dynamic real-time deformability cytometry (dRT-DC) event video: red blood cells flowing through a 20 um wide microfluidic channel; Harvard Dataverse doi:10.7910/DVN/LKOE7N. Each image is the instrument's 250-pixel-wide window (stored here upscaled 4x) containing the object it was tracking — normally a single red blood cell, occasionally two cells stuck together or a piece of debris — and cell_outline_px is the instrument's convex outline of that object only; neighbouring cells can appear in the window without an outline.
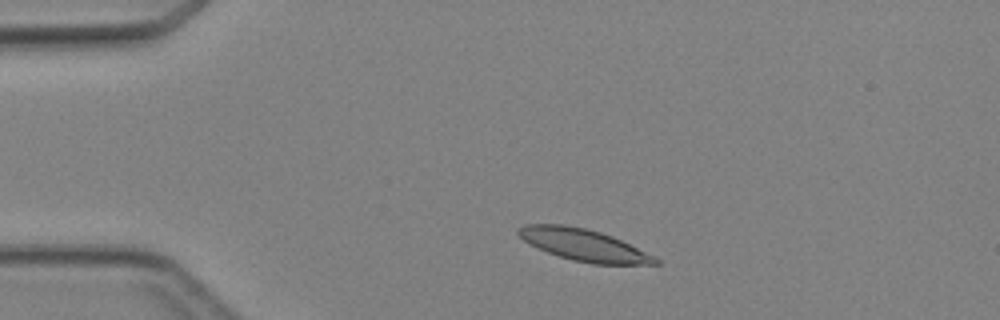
{"species": "Egyptian fruit bat (a non-hibernating species)", "species_latin": "Rousettus aegyptiacus", "temperature_condition": "cold", "stored_images_in_passage": 3, "camera_frame_rate_fps": 3000, "um_per_image_px": 0.085, "animal": {"sex": "female"}, "frame": {"image": 1, "passage_image": 2, "time_ms": 1.333, "image_size_px": [1000, 320], "cell_outline_px": [[660, 264], [592, 264], [572, 260], [548, 252], [524, 240], [516, 232], [516, 228], [524, 224], [564, 224], [588, 228], [612, 236], [660, 260]], "centroid_in_image_um": [49.57, 20.8], "position_along_channel_um": 35.4, "area_um2": 25.03}}